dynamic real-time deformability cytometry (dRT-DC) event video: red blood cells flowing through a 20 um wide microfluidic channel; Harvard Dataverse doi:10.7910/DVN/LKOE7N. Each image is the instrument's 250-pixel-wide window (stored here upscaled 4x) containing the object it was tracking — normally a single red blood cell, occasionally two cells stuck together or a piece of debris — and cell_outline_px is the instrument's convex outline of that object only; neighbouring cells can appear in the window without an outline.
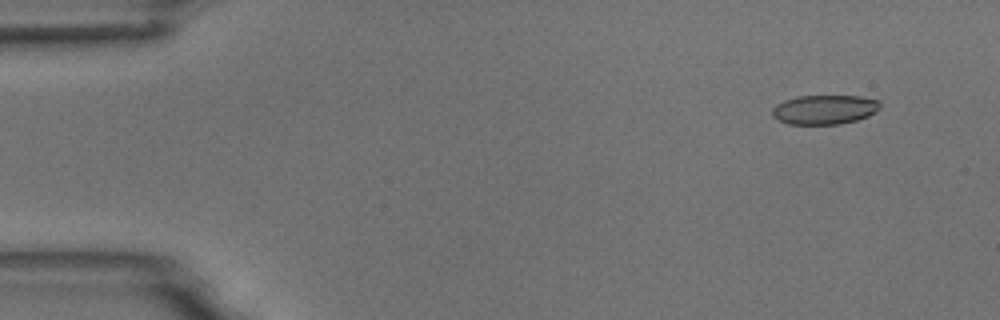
{"species": "common noctule bat (a hibernating species)", "species_latin": "Nyctalus noctula", "temperature_condition": "room temperature", "stored_images_in_passage": 53, "camera_frame_rate_fps": 3000, "um_per_image_px": 0.085, "animal": {"sex": "male", "body_mass_g": 18.8}, "frame": {"image": 1, "passage_image": 2, "time_ms": 0.333, "image_size_px": [1000, 320], "cell_outline_px": [[880, 108], [876, 112], [868, 116], [856, 120], [840, 124], [788, 124], [772, 116], [772, 108], [776, 104], [784, 100], [796, 96], [860, 96], [880, 100]], "centroid_in_image_um": [70.09, 9.31], "position_along_channel_um": 14.9, "area_um2": 18.55}}
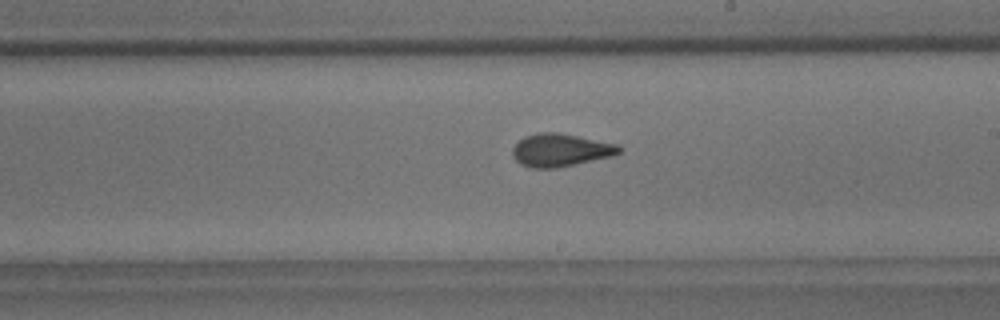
{"frame": {"image": 2, "passage_image": 29, "time_ms": 9.333, "image_size_px": [1000, 320], "cell_outline_px": [[620, 152], [612, 156], [556, 168], [532, 168], [520, 164], [512, 156], [512, 148], [524, 136], [540, 132], [556, 132], [620, 144]], "centroid_in_image_um": [47.63, 12.76], "position_along_channel_um": 241.4, "area_um2": 20.35}}
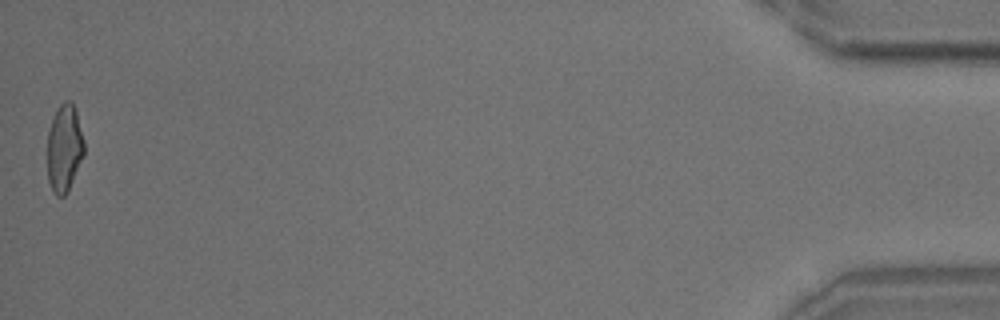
{"frame": {"image": 3, "passage_image": 52, "time_ms": 17.0, "image_size_px": [1000, 320], "cell_outline_px": [[84, 156], [68, 192], [64, 196], [56, 196], [52, 192], [48, 180], [48, 132], [56, 108], [64, 100], [72, 100], [76, 112], [84, 140]], "centroid_in_image_um": [5.47, 12.61], "position_along_channel_um": 429.7, "area_um2": 18.96}}